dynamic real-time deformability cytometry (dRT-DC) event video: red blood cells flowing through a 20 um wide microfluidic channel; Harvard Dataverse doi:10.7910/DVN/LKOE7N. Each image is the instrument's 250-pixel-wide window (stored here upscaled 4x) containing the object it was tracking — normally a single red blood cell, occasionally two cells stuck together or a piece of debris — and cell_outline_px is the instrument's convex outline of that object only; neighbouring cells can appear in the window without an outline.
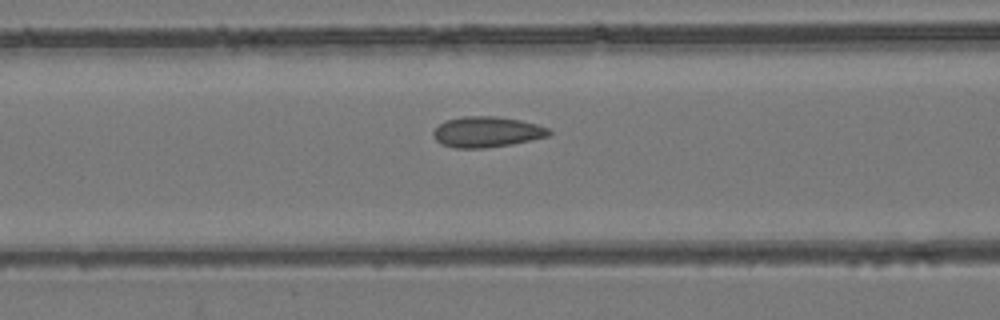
{"species": "common noctule bat (a hibernating species)", "species_latin": "Nyctalus noctula", "temperature_condition": "room temperature", "stored_images_in_passage": 53, "camera_frame_rate_fps": 3000, "um_per_image_px": 0.085, "animal": {"sex": "female", "body_mass_g": 24.6, "forearm_length_mm": 56.2}, "frame": {"image": 1, "passage_image": 22, "time_ms": 7.0, "image_size_px": [1000, 320], "cell_outline_px": [[552, 132], [548, 136], [512, 144], [484, 148], [456, 148], [440, 144], [436, 140], [432, 132], [444, 120], [464, 116], [496, 116], [520, 120], [536, 124], [548, 128]], "centroid_in_image_um": [41.36, 11.21], "position_along_channel_um": 125.2, "area_um2": 20.63}}
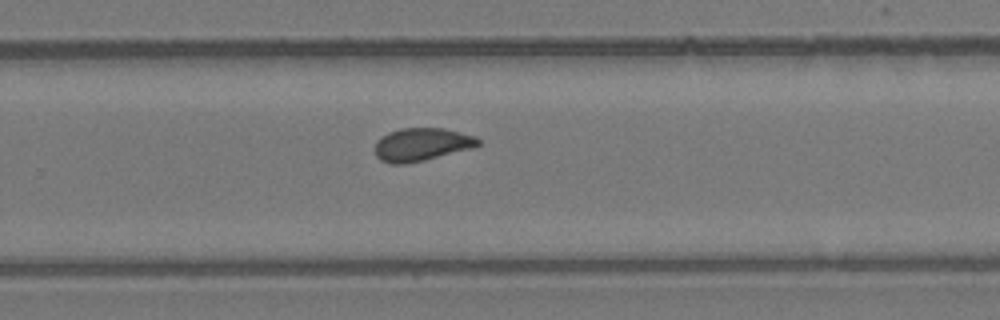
{"frame": {"image": 2, "passage_image": 35, "time_ms": 11.333, "image_size_px": [1000, 320], "cell_outline_px": [[480, 144], [472, 148], [424, 160], [404, 164], [388, 164], [380, 160], [376, 156], [376, 140], [380, 136], [388, 132], [400, 128], [444, 128], [476, 136], [480, 140]], "centroid_in_image_um": [35.82, 12.27], "position_along_channel_um": 294.0, "area_um2": 19.94}}
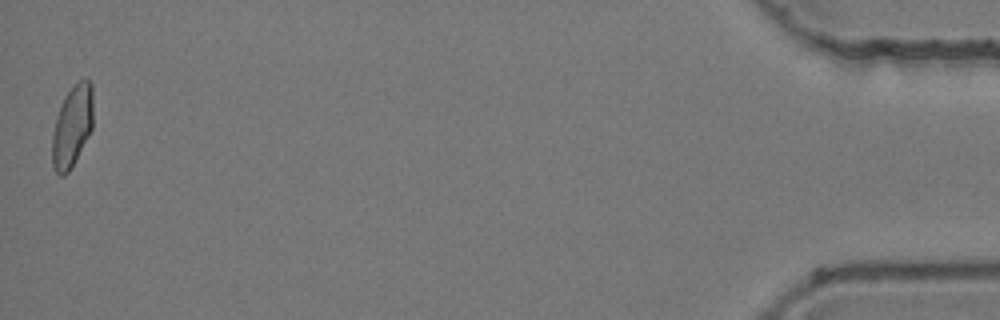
{"frame": {"image": 3, "passage_image": 53, "time_ms": 17.333, "image_size_px": [1000, 320], "cell_outline_px": [[92, 128], [88, 136], [68, 172], [64, 176], [60, 176], [52, 168], [52, 136], [56, 116], [60, 104], [64, 96], [72, 84], [80, 80], [88, 80], [92, 84]], "centroid_in_image_um": [6.11, 10.7], "position_along_channel_um": 429.1, "area_um2": 19.48}, "authors_computed_cell_mechanics": {"area_um2": 19.941, "velocity_mm_per_s": 3.9001, "shape_relaxation_time_tau1_ms": null, "shape_relaxation_time_tau2_ms": 1.3599, "deformation_change_tau1": null, "deformation_change_tau2": 0.0484}}